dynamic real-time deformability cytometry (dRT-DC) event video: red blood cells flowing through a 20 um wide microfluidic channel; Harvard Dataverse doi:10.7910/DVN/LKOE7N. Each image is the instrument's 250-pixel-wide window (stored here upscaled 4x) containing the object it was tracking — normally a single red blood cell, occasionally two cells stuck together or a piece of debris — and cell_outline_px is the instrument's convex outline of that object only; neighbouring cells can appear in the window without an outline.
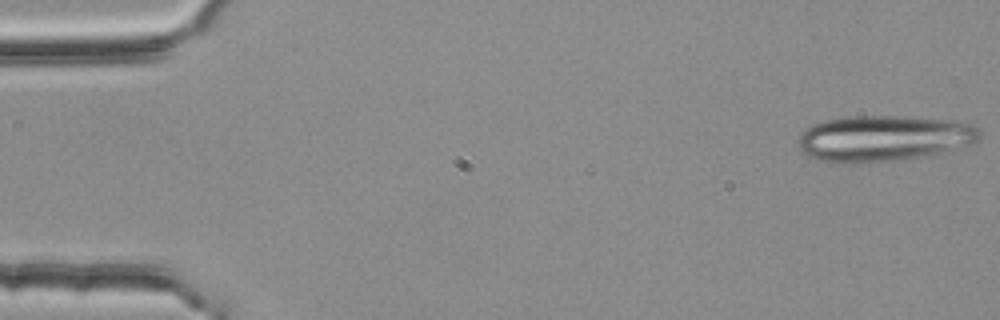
{"species": "common noctule bat (a hibernating species)", "species_latin": "Nyctalus noctula", "temperature_condition": "room temperature", "stored_images_in_passage": 4, "camera_frame_rate_fps": 3000, "um_per_image_px": 0.085, "animal": {"sex": "female", "body_mass_g": 25.1}, "frame": {"image": 1, "passage_image": 1, "time_ms": 0.0, "image_size_px": [1000, 320], "cell_outline_px": [[980, 136], [972, 144], [924, 156], [892, 160], [856, 164], [852, 164], [816, 160], [808, 156], [800, 148], [796, 140], [800, 132], [812, 124], [824, 120], [844, 116], [908, 116], [948, 120], [972, 124], [980, 128]], "centroid_in_image_um": [75.04, 11.75], "position_along_channel_um": 10.0, "area_um2": 48.9}}